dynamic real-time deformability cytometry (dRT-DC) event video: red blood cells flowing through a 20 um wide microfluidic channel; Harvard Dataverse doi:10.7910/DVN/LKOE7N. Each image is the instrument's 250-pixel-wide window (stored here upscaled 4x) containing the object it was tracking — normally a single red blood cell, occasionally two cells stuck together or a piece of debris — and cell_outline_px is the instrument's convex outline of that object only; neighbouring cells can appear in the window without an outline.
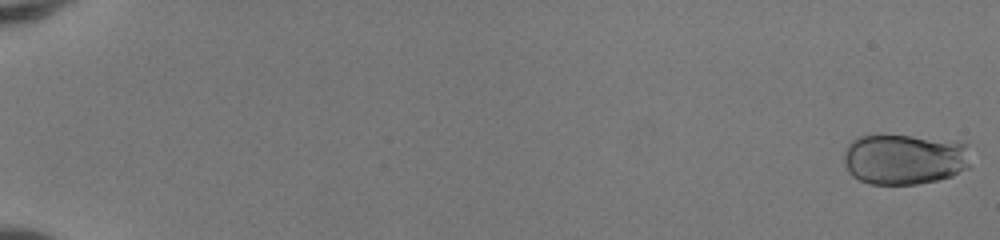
{"species": "human", "species_latin": "Homo sapiens", "temperature_condition": "room temperature", "stored_images_in_passage": 19, "camera_frame_rate_fps": 3000, "um_per_image_px": 0.085, "donor": {"sex": "female"}, "frame": {"image": 1, "passage_image": 1, "time_ms": 0.0, "image_size_px": [1000, 240], "cell_outline_px": [[968, 168], [952, 176], [936, 180], [916, 184], [868, 184], [852, 176], [848, 172], [844, 160], [844, 148], [856, 136], [880, 132], [968, 140]], "centroid_in_image_um": [76.88, 13.45], "position_along_channel_um": 8.1, "area_um2": 39.19}}
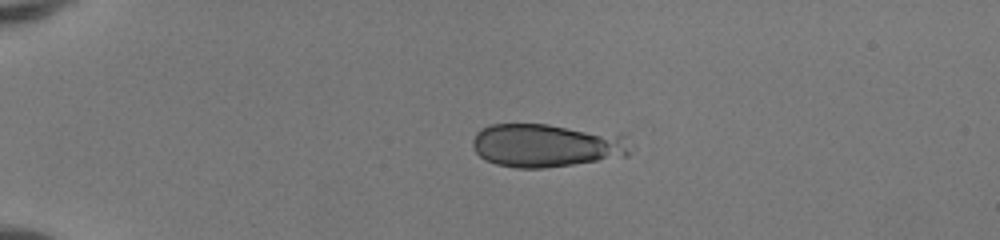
{"frame": {"image": 2, "passage_image": 14, "time_ms": 4.333, "image_size_px": [1000, 240], "cell_outline_px": [[628, 156], [544, 168], [516, 168], [496, 164], [484, 160], [476, 152], [472, 144], [472, 140], [476, 132], [480, 128], [488, 124], [548, 124], [620, 136], [628, 152]], "centroid_in_image_um": [46.25, 12.37], "position_along_channel_um": 38.7, "area_um2": 38.96}}